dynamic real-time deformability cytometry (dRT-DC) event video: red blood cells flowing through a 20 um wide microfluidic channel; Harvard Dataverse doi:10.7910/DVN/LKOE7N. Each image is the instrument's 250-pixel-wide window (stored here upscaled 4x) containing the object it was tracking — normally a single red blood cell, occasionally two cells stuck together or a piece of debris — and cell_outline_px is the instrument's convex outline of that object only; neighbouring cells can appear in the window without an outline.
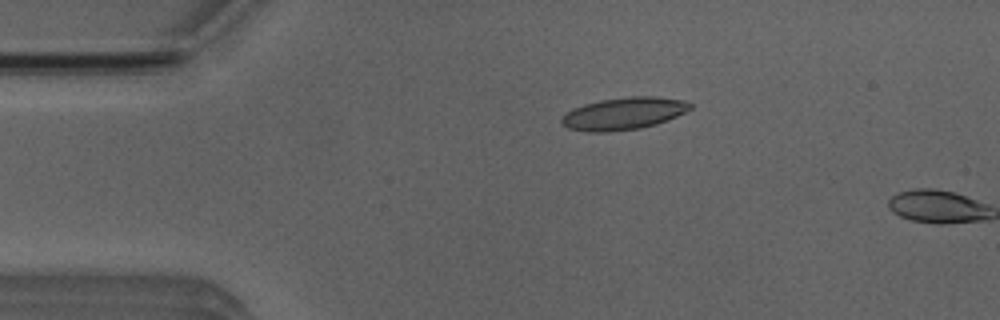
{"species": "Egyptian fruit bat (a non-hibernating species)", "species_latin": "Rousettus aegyptiacus", "temperature_condition": "room temperature", "stored_images_in_passage": 4, "camera_frame_rate_fps": 3000, "um_per_image_px": 0.085, "animal": {"sex": "male"}, "frame": {"image": 1, "passage_image": 3, "time_ms": 2.333, "image_size_px": [1000, 320], "cell_outline_px": [[692, 108], [676, 116], [656, 124], [640, 128], [608, 132], [588, 132], [568, 128], [560, 120], [564, 112], [572, 108], [584, 104], [600, 100], [628, 96], [656, 96], [684, 100], [692, 104]], "centroid_in_image_um": [52.98, 9.64], "position_along_channel_um": 32.0, "area_um2": 24.28}}